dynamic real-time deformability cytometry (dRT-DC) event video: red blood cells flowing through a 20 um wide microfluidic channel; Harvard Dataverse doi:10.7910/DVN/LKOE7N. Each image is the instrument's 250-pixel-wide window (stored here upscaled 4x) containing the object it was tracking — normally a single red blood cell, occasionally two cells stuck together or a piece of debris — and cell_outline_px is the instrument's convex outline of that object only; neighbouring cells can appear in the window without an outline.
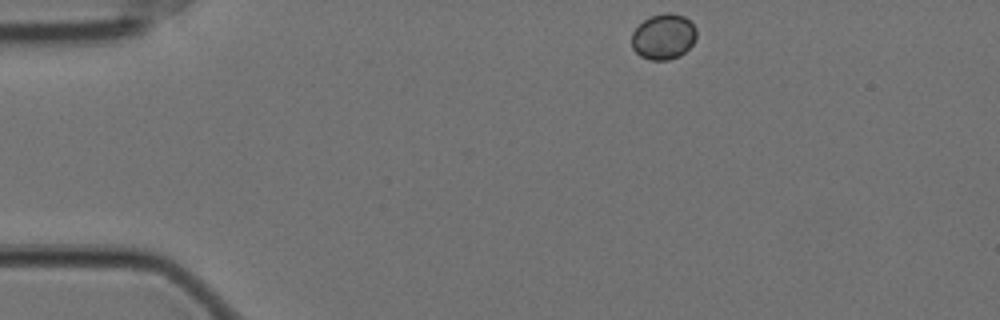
{"species": "Egyptian fruit bat (a non-hibernating species)", "species_latin": "Rousettus aegyptiacus", "temperature_condition": "cold", "stored_images_in_passage": 49, "camera_frame_rate_fps": 3000, "um_per_image_px": 0.085, "animal": {"sex": "female"}, "frame": {"image": 1, "passage_image": 1, "time_ms": 0.0, "image_size_px": [1000, 320], "cell_outline_px": [[696, 36], [692, 44], [680, 56], [668, 60], [648, 60], [640, 56], [632, 48], [632, 32], [644, 20], [652, 16], [664, 12], [672, 12], [684, 16], [696, 28]], "centroid_in_image_um": [56.39, 3.12], "position_along_channel_um": 28.6, "area_um2": 17.22}}
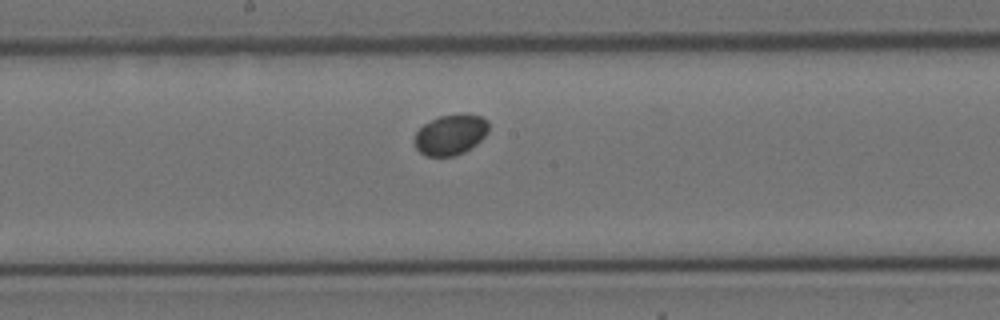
{"frame": {"image": 2, "passage_image": 22, "time_ms": 7.0, "image_size_px": [1000, 320], "cell_outline_px": [[488, 132], [476, 144], [464, 152], [456, 156], [424, 156], [416, 148], [412, 140], [416, 132], [424, 124], [440, 116], [464, 112], [480, 116], [488, 120]], "centroid_in_image_um": [38.28, 11.44], "position_along_channel_um": 209.9, "area_um2": 17.74}}
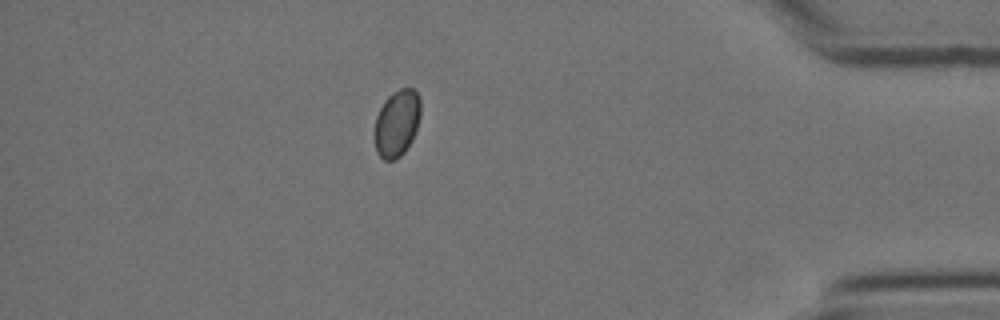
{"frame": {"image": 3, "passage_image": 42, "time_ms": 13.667, "image_size_px": [1000, 320], "cell_outline_px": [[420, 116], [412, 140], [404, 152], [396, 160], [384, 160], [376, 152], [376, 116], [384, 100], [392, 92], [400, 88], [412, 88], [420, 96]], "centroid_in_image_um": [33.75, 10.45], "position_along_channel_um": 401.5, "area_um2": 17.8}}